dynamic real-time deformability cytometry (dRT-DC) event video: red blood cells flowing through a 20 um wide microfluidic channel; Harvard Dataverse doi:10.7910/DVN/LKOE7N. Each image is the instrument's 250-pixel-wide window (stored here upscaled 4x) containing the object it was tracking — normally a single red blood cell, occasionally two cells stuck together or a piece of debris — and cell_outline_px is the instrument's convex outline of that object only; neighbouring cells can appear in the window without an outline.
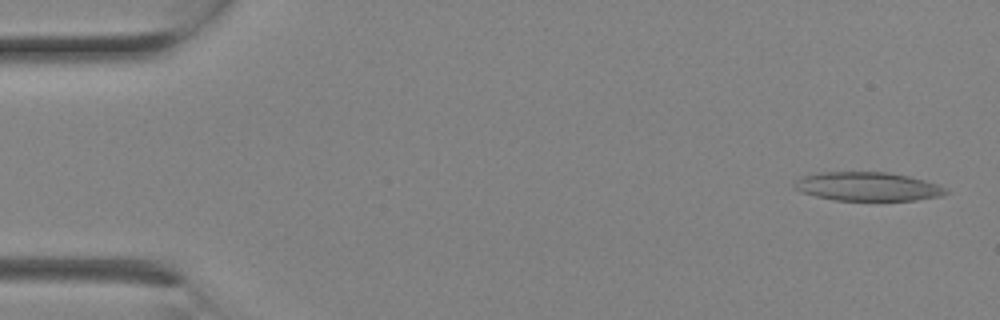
{"species": "Egyptian fruit bat (a non-hibernating species)", "species_latin": "Rousettus aegyptiacus", "temperature_condition": "room temperature", "stored_images_in_passage": 2, "camera_frame_rate_fps": 3000, "um_per_image_px": 0.085, "animal": {"sex": "female"}, "frame": {"image": 1, "passage_image": 2, "time_ms": 0.333, "image_size_px": [1000, 320], "cell_outline_px": [[948, 192], [940, 196], [916, 200], [836, 200], [816, 196], [800, 192], [792, 188], [792, 184], [796, 180], [804, 176], [820, 172], [888, 172], [908, 176], [924, 180], [948, 188]], "centroid_in_image_um": [73.72, 15.85], "position_along_channel_um": 11.3, "area_um2": 25.37}}